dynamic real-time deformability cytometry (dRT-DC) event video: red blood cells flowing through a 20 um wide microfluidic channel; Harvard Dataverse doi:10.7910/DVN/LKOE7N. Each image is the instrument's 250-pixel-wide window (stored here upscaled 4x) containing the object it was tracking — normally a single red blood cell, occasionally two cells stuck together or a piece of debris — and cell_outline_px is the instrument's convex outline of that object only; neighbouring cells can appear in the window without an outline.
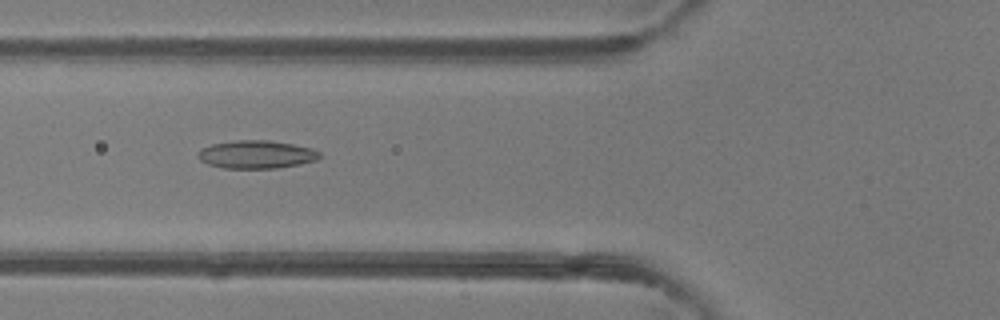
{"species": "common noctule bat (a hibernating species)", "species_latin": "Nyctalus noctula", "temperature_condition": "room temperature", "stored_images_in_passage": 35, "camera_frame_rate_fps": 3000, "um_per_image_px": 0.085, "animal": {"sex": "female"}, "frame": {"image": 1, "passage_image": 4, "time_ms": 1.0, "image_size_px": [1000, 320], "cell_outline_px": [[320, 156], [316, 160], [300, 164], [276, 168], [224, 168], [208, 164], [200, 160], [196, 156], [204, 148], [212, 144], [232, 140], [268, 140], [292, 144], [312, 148], [320, 152]], "centroid_in_image_um": [21.8, 13.12], "position_along_channel_um": 104.0, "area_um2": 19.77}}
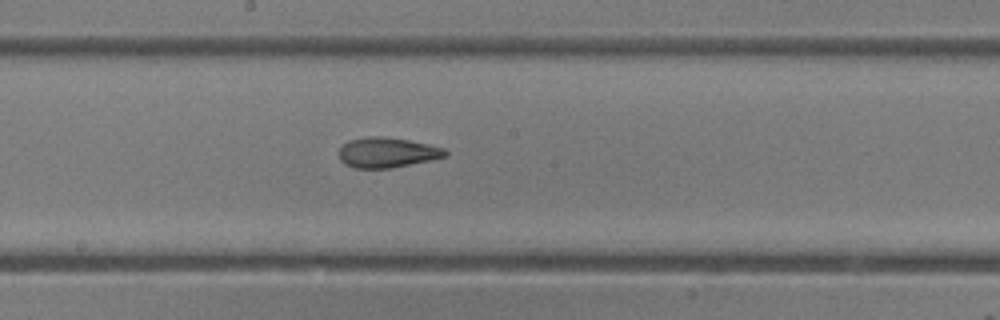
{"frame": {"image": 2, "passage_image": 12, "time_ms": 3.667, "image_size_px": [1000, 320], "cell_outline_px": [[448, 156], [432, 160], [392, 168], [352, 168], [344, 164], [340, 160], [340, 148], [348, 140], [368, 136], [380, 136], [408, 140], [428, 144], [444, 148], [448, 152]], "centroid_in_image_um": [32.92, 12.97], "position_along_channel_um": 215.3, "area_um2": 18.79}}
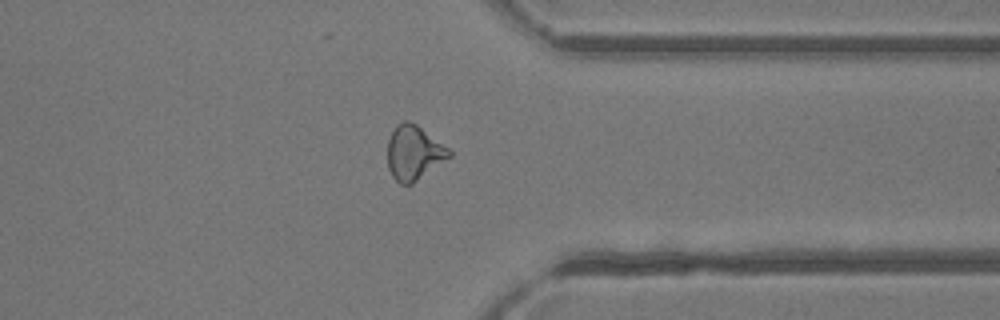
{"frame": {"image": 3, "passage_image": 24, "time_ms": 7.667, "image_size_px": [1000, 320], "cell_outline_px": [[452, 156], [412, 184], [400, 184], [392, 176], [388, 168], [388, 140], [396, 124], [404, 120], [408, 120], [416, 124], [452, 148]], "centroid_in_image_um": [35.22, 12.97], "position_along_channel_um": 376.2, "area_um2": 19.88}, "authors_computed_cell_mechanics": {"area_um2": 18.9584, "velocity_mm_per_s": 4.1602, "shape_relaxation_time_tau1_ms": null, "shape_relaxation_time_tau2_ms": 2.9887, "deformation_change_tau1": null, "deformation_change_tau2": 0.1209}}